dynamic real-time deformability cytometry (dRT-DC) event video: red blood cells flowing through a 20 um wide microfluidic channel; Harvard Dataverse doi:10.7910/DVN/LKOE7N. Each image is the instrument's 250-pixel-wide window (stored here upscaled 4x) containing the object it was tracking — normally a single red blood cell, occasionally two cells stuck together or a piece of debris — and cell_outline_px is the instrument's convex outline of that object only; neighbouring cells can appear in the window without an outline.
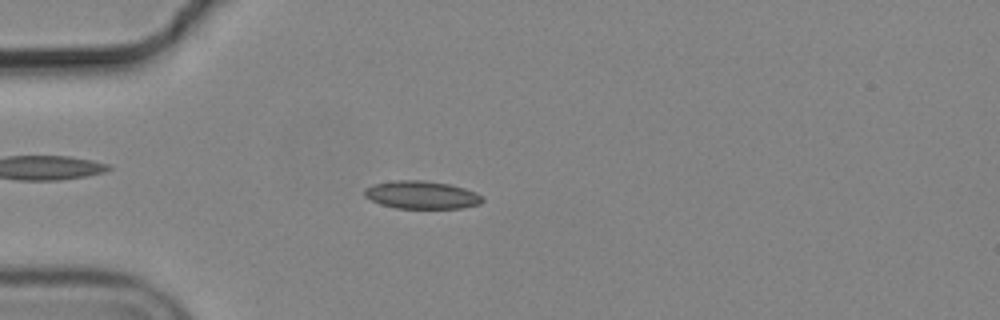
{"species": "common noctule bat (a hibernating species)", "species_latin": "Nyctalus noctula", "temperature_condition": "cold", "stored_images_in_passage": 48, "camera_frame_rate_fps": 3000, "um_per_image_px": 0.085, "animal": {"sex": "male", "body_mass_g": 19.2, "forearm_length_mm": 51.8}, "frame": {"image": 1, "passage_image": 8, "time_ms": 2.333, "image_size_px": [1000, 320], "cell_outline_px": [[484, 200], [480, 204], [464, 208], [396, 208], [380, 204], [364, 196], [364, 188], [372, 184], [396, 180], [424, 180], [452, 184], [476, 192]], "centroid_in_image_um": [35.83, 16.56], "position_along_channel_um": 49.2, "area_um2": 19.31}}
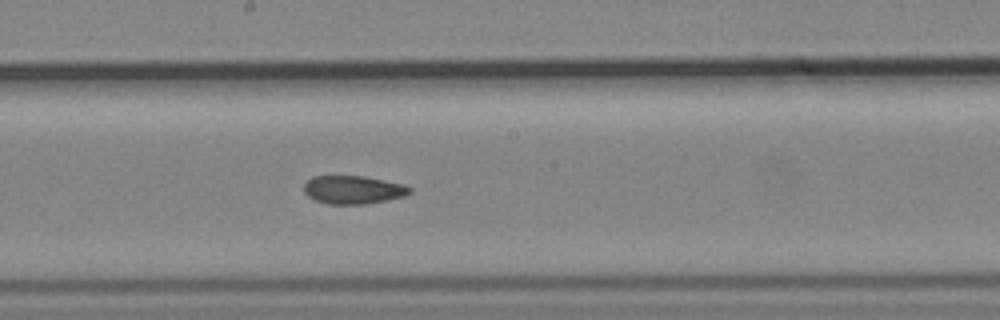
{"frame": {"image": 2, "passage_image": 23, "time_ms": 7.333, "image_size_px": [1000, 320], "cell_outline_px": [[412, 192], [404, 196], [388, 200], [364, 204], [328, 204], [316, 200], [308, 196], [304, 192], [304, 184], [312, 176], [364, 176], [404, 184], [412, 188]], "centroid_in_image_um": [30.04, 16.13], "position_along_channel_um": 218.2, "area_um2": 17.46}}
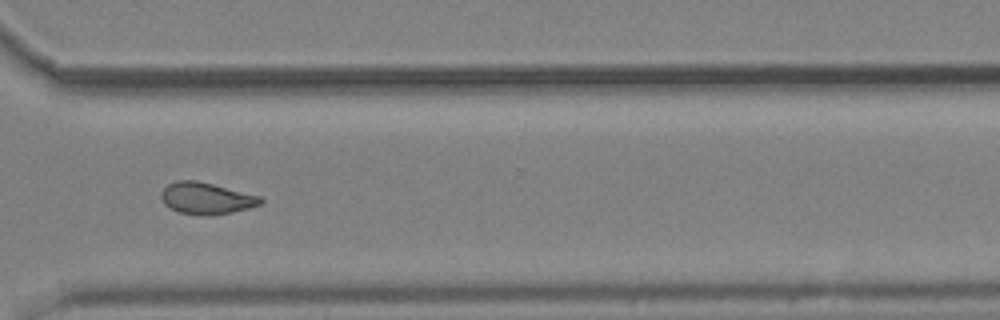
{"frame": {"image": 3, "passage_image": 34, "time_ms": 11.0, "image_size_px": [1000, 320], "cell_outline_px": [[264, 200], [260, 204], [248, 208], [232, 212], [212, 216], [208, 216], [180, 212], [164, 204], [160, 196], [160, 192], [168, 184], [176, 180], [196, 180], [260, 196]], "centroid_in_image_um": [17.52, 16.85], "position_along_channel_um": 353.1, "area_um2": 18.21}, "authors_computed_cell_mechanics": {"area_um2": 18.0914, "velocity_mm_per_s": 3.6923, "shape_relaxation_time_tau1_ms": 8.0054, "shape_relaxation_time_tau2_ms": 2.7782, "deformation_change_tau1": 0.1644, "deformation_change_tau2": 0.0801}}